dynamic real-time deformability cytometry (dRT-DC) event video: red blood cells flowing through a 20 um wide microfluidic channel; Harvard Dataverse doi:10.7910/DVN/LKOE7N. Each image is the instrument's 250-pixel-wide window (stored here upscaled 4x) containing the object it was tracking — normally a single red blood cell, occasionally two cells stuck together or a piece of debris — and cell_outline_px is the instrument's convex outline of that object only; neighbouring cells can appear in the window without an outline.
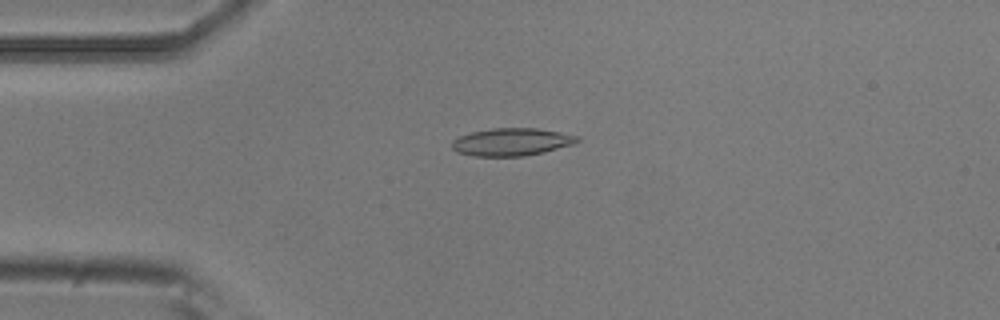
{"species": "common noctule bat (a hibernating species)", "species_latin": "Nyctalus noctula", "temperature_condition": "room temperature", "stored_images_in_passage": 7, "camera_frame_rate_fps": 3000, "um_per_image_px": 0.085, "animal": {"sex": "male", "body_mass_g": 20.5, "forearm_length_mm": 52.5}, "frame": {"image": 1, "passage_image": 3, "time_ms": 0.667, "image_size_px": [1000, 320], "cell_outline_px": [[580, 140], [572, 144], [544, 152], [524, 156], [472, 156], [456, 152], [452, 148], [452, 140], [460, 136], [472, 132], [492, 128], [536, 128], [560, 132], [580, 136]], "centroid_in_image_um": [43.47, 12.06], "position_along_channel_um": 41.5, "area_um2": 20.17}}
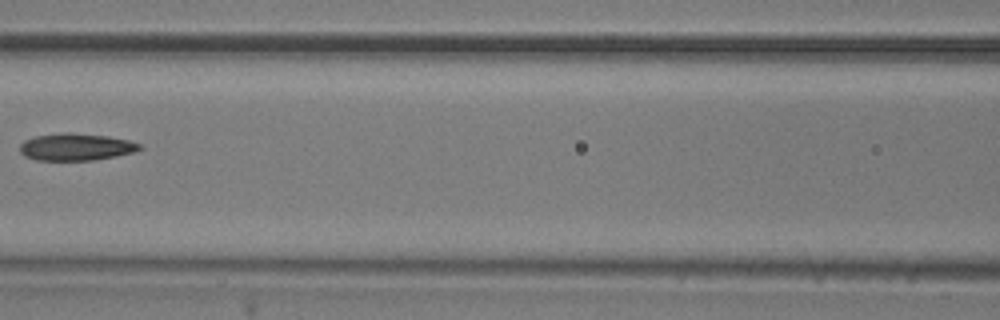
{"frame": {"image": 2, "passage_image": 6, "time_ms": 1.667, "image_size_px": [1000, 320], "cell_outline_px": [[144, 148], [132, 152], [116, 156], [92, 160], [36, 160], [24, 156], [20, 152], [20, 144], [24, 140], [36, 136], [64, 132], [72, 132], [108, 136], [128, 140], [140, 144]], "centroid_in_image_um": [6.44, 12.48], "position_along_channel_um": 160.2, "area_um2": 18.96}}
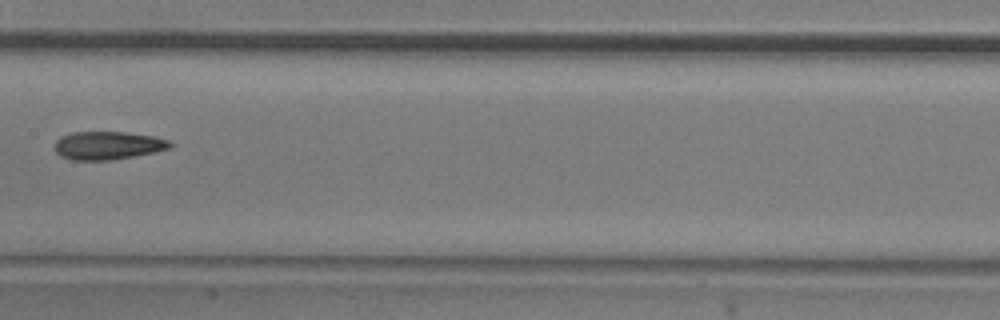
{"frame": {"image": 3, "passage_image": 7, "time_ms": 2.0, "image_size_px": [1000, 320], "cell_outline_px": [[172, 148], [112, 160], [72, 160], [60, 156], [52, 148], [56, 140], [60, 136], [72, 132], [128, 132], [152, 136], [168, 140], [172, 144]], "centroid_in_image_um": [9.1, 12.36], "position_along_channel_um": 198.3, "area_um2": 19.02}}